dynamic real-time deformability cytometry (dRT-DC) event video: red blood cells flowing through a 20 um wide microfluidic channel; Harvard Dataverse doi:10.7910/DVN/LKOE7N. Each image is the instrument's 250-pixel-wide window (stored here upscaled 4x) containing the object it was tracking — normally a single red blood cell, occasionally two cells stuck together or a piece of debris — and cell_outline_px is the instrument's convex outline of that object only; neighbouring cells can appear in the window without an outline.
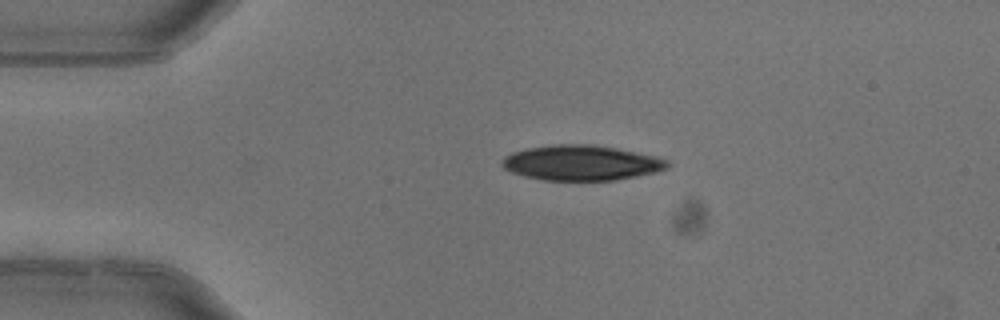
{"species": "common noctule bat (a hibernating species)", "species_latin": "Nyctalus noctula", "temperature_condition": "warm", "stored_images_in_passage": 2, "camera_frame_rate_fps": 3000, "um_per_image_px": 0.085, "animal": {"sex": "female"}, "frame": {"image": 1, "passage_image": 1, "time_ms": 0.0, "image_size_px": [1000, 320], "cell_outline_px": [[668, 168], [656, 172], [616, 180], [544, 180], [524, 176], [512, 172], [504, 168], [500, 164], [500, 160], [504, 156], [512, 152], [528, 148], [556, 144], [596, 144], [656, 156], [668, 160]], "centroid_in_image_um": [49.4, 13.83], "position_along_channel_um": 35.6, "area_um2": 33.99}}